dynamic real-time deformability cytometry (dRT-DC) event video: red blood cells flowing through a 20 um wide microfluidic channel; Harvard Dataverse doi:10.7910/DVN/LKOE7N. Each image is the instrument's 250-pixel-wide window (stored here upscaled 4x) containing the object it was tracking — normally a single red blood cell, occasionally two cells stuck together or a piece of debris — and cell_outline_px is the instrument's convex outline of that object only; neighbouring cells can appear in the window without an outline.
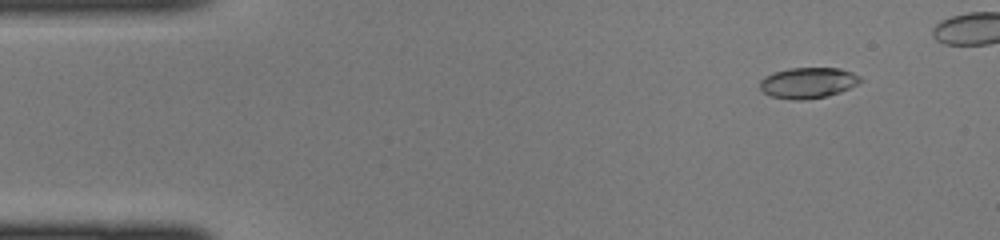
{"species": "common noctule bat (a hibernating species)", "species_latin": "Nyctalus noctula", "temperature_condition": "cold", "stored_images_in_passage": 39, "camera_frame_rate_fps": 3000, "um_per_image_px": 0.085, "animal": {"sex": "female", "body_mass_g": 22.0, "forearm_length_mm": 56.7}, "frame": {"image": 1, "passage_image": 4, "time_ms": 1.0, "image_size_px": [1000, 240], "cell_outline_px": [[864, 80], [840, 92], [828, 96], [804, 100], [792, 100], [772, 96], [764, 92], [760, 88], [760, 80], [764, 76], [772, 72], [788, 68], [840, 68], [852, 72], [860, 76]], "centroid_in_image_um": [68.67, 7.03], "position_along_channel_um": 16.3, "area_um2": 18.15}}
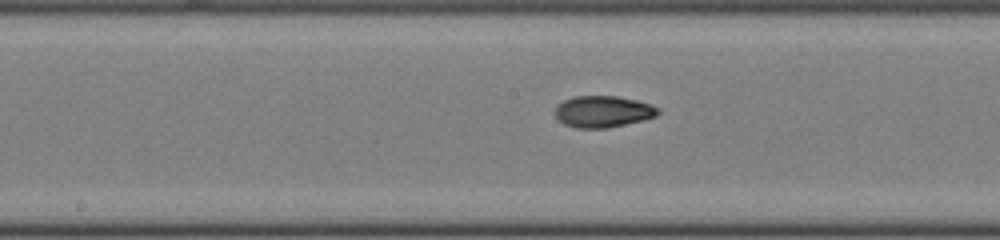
{"frame": {"image": 2, "passage_image": 22, "time_ms": 7.0, "image_size_px": [1000, 240], "cell_outline_px": [[660, 112], [656, 116], [644, 120], [608, 128], [576, 128], [564, 124], [556, 116], [556, 104], [572, 96], [616, 96], [636, 100], [652, 104], [660, 108]], "centroid_in_image_um": [51.28, 9.48], "position_along_channel_um": 196.9, "area_um2": 19.07}}
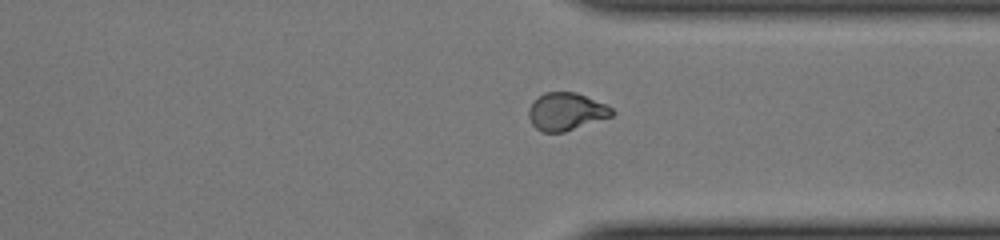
{"frame": {"image": 3, "passage_image": 33, "time_ms": 10.667, "image_size_px": [1000, 240], "cell_outline_px": [[616, 112], [612, 116], [564, 132], [540, 132], [532, 124], [528, 116], [528, 108], [544, 92], [576, 92], [604, 104], [612, 108]], "centroid_in_image_um": [48.11, 9.49], "position_along_channel_um": 363.3, "area_um2": 18.09}}